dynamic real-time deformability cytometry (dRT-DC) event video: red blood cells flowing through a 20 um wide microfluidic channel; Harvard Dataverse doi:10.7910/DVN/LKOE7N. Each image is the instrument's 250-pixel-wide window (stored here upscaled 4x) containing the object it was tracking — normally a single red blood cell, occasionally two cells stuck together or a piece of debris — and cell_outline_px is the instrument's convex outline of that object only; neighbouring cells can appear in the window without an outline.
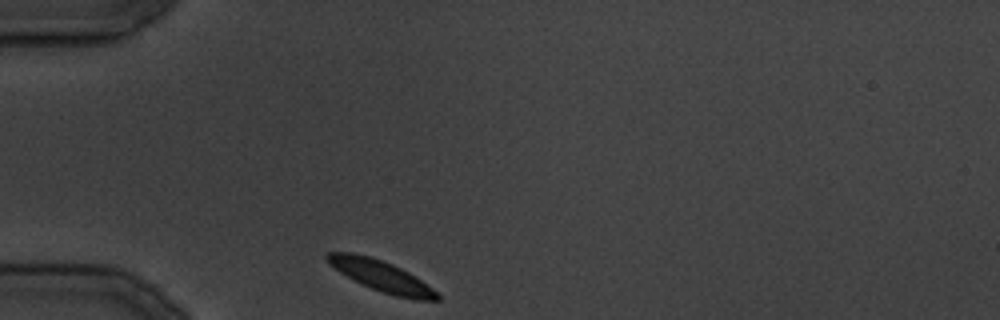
{"species": "common noctule bat (a hibernating species)", "species_latin": "Nyctalus noctula", "temperature_condition": "cold", "stored_images_in_passage": 22, "camera_frame_rate_fps": 3000, "um_per_image_px": 0.085, "animal": {"sex": "male", "body_mass_g": 19.5, "forearm_length_mm": 54.6}, "frame": {"image": 1, "passage_image": 1, "time_ms": 0.0, "image_size_px": [1000, 320], "cell_outline_px": [[440, 300], [416, 300], [396, 296], [372, 288], [340, 272], [328, 264], [324, 260], [324, 256], [328, 252], [352, 252], [368, 256], [392, 264], [408, 272], [432, 288], [440, 296]], "centroid_in_image_um": [32.37, 23.44], "position_along_channel_um": 52.6, "area_um2": 19.36}}
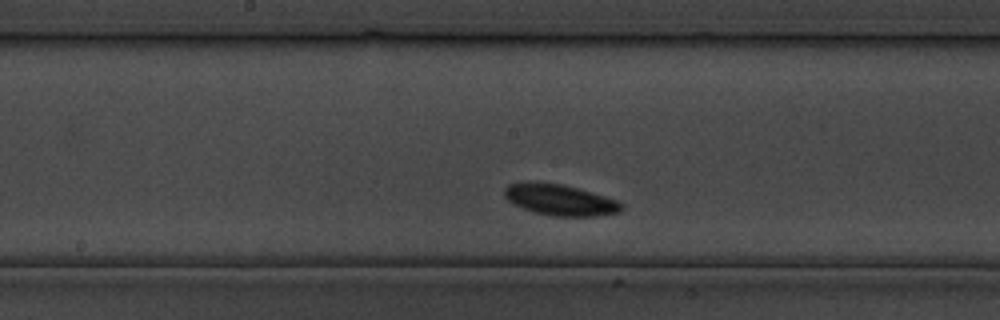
{"frame": {"image": 2, "passage_image": 10, "time_ms": 11.333, "image_size_px": [1000, 320], "cell_outline_px": [[624, 208], [620, 212], [600, 216], [552, 216], [520, 208], [512, 204], [504, 196], [504, 188], [508, 184], [528, 180], [560, 184], [580, 188], [616, 200], [624, 204]], "centroid_in_image_um": [47.57, 16.98], "position_along_channel_um": 200.6, "area_um2": 21.62}}
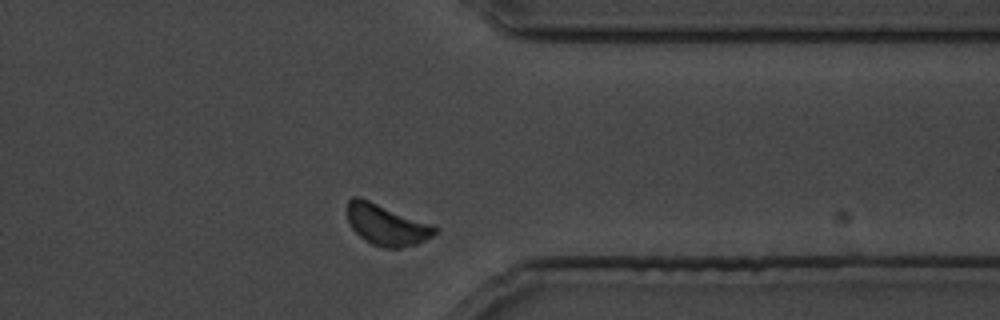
{"frame": {"image": 3, "passage_image": 20, "time_ms": 23.667, "image_size_px": [1000, 320], "cell_outline_px": [[440, 228], [432, 236], [416, 244], [400, 248], [384, 248], [372, 244], [364, 240], [352, 228], [348, 220], [348, 200], [352, 196], [356, 196], [368, 200], [432, 224]], "centroid_in_image_um": [32.86, 19.12], "position_along_channel_um": 378.5, "area_um2": 20.69}}